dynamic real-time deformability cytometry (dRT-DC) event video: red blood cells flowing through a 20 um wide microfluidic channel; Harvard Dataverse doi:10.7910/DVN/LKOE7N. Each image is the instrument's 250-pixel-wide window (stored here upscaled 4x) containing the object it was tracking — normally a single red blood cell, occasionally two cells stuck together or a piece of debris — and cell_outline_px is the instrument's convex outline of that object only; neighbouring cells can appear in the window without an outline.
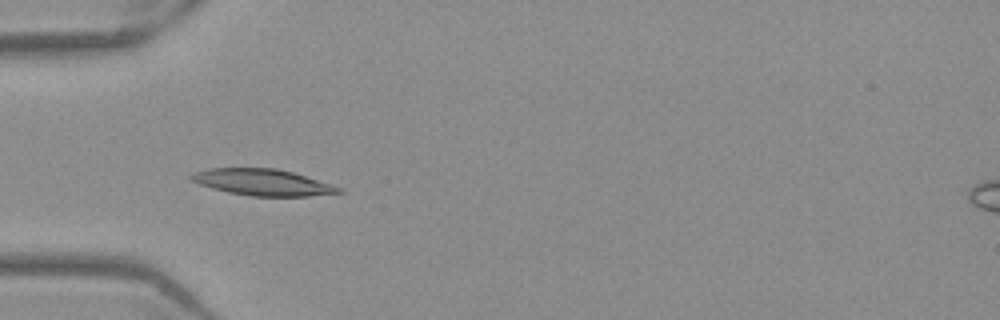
{"species": "Egyptian fruit bat (a non-hibernating species)", "species_latin": "Rousettus aegyptiacus", "temperature_condition": "warm", "stored_images_in_passage": 52, "camera_frame_rate_fps": 3000, "um_per_image_px": 0.085, "frame": {"image": 1, "passage_image": 17, "time_ms": 5.333, "image_size_px": [1000, 320], "cell_outline_px": [[344, 192], [308, 196], [252, 196], [228, 192], [212, 188], [200, 184], [192, 180], [188, 176], [196, 172], [208, 168], [276, 168], [292, 172], [332, 184], [344, 188]], "centroid_in_image_um": [22.36, 15.49], "position_along_channel_um": 62.6, "area_um2": 22.6}}
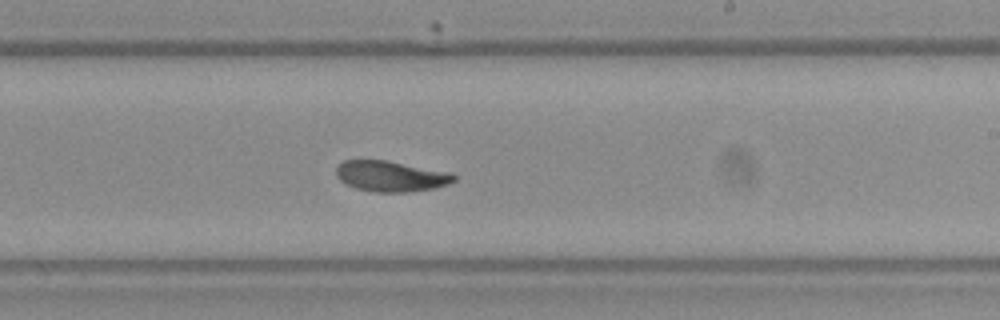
{"frame": {"image": 2, "passage_image": 32, "time_ms": 10.333, "image_size_px": [1000, 320], "cell_outline_px": [[456, 180], [448, 184], [432, 188], [408, 192], [372, 192], [356, 188], [344, 184], [336, 176], [336, 168], [344, 160], [388, 160], [452, 172], [456, 176]], "centroid_in_image_um": [33.23, 14.97], "position_along_channel_um": 255.8, "area_um2": 21.27}}
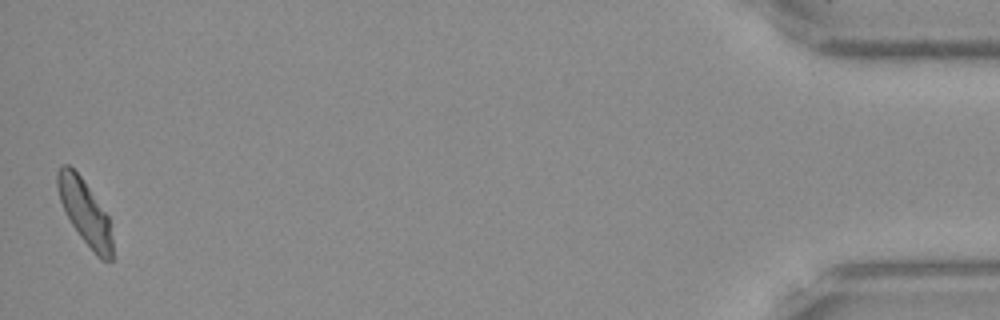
{"frame": {"image": 3, "passage_image": 52, "time_ms": 17.0, "image_size_px": [1000, 320], "cell_outline_px": [[112, 260], [100, 260], [96, 256], [80, 236], [72, 224], [60, 200], [56, 188], [56, 172], [60, 164], [68, 164], [80, 176], [108, 216], [112, 240]], "centroid_in_image_um": [7.19, 18.02], "position_along_channel_um": 428.0, "area_um2": 20.4}}